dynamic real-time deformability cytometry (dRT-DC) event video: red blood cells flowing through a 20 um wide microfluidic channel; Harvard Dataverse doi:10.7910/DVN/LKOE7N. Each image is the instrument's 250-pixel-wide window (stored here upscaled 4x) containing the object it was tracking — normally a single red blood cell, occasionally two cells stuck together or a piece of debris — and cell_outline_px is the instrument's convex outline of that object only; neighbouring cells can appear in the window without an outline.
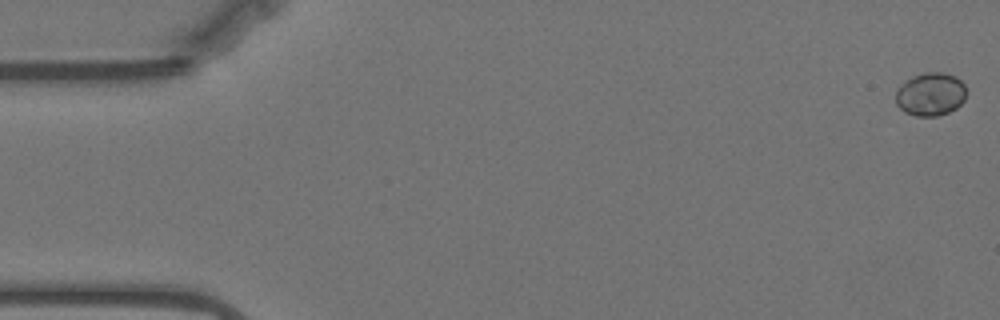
{"species": "Egyptian fruit bat (a non-hibernating species)", "species_latin": "Rousettus aegyptiacus", "temperature_condition": "warm", "stored_images_in_passage": 58, "camera_frame_rate_fps": 3000, "um_per_image_px": 0.085, "animal": {"sex": "female"}, "frame": {"image": 1, "passage_image": 1, "time_ms": 0.0, "image_size_px": [1000, 320], "cell_outline_px": [[968, 92], [964, 100], [956, 108], [948, 112], [936, 116], [916, 116], [904, 112], [896, 104], [896, 92], [912, 76], [924, 72], [944, 72], [956, 76], [964, 84]], "centroid_in_image_um": [79.14, 8.0], "position_along_channel_um": 5.9, "area_um2": 17.8}}
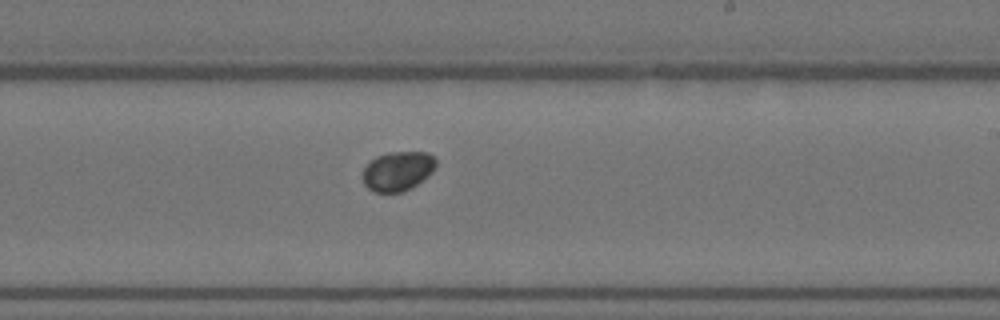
{"frame": {"image": 2, "passage_image": 34, "time_ms": 11.0, "image_size_px": [1000, 320], "cell_outline_px": [[436, 164], [432, 172], [428, 176], [412, 188], [404, 192], [376, 192], [368, 188], [364, 184], [364, 168], [376, 156], [388, 152], [428, 152], [436, 156]], "centroid_in_image_um": [33.85, 14.53], "position_along_channel_um": 255.1, "area_um2": 16.88}}
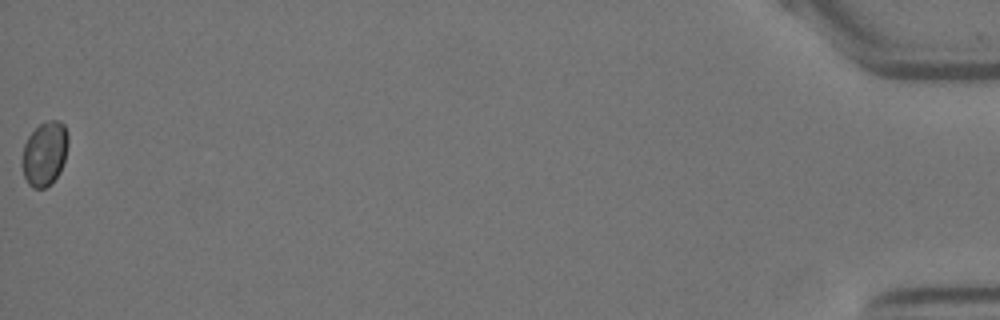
{"frame": {"image": 3, "passage_image": 58, "time_ms": 19.0, "image_size_px": [1000, 320], "cell_outline_px": [[68, 144], [64, 160], [60, 172], [44, 188], [32, 188], [28, 184], [24, 176], [20, 164], [20, 160], [24, 144], [28, 136], [40, 124], [48, 120], [60, 120], [64, 124], [68, 136]], "centroid_in_image_um": [3.77, 13.04], "position_along_channel_um": 431.4, "area_um2": 17.34}}